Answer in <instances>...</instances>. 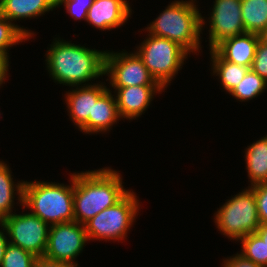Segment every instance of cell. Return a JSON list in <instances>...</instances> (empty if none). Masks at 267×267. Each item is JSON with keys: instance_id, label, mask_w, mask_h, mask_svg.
<instances>
[{"instance_id": "obj_1", "label": "cell", "mask_w": 267, "mask_h": 267, "mask_svg": "<svg viewBox=\"0 0 267 267\" xmlns=\"http://www.w3.org/2000/svg\"><path fill=\"white\" fill-rule=\"evenodd\" d=\"M54 39L45 54V64L52 80L75 88L83 83L84 86L91 85L89 81L104 75L106 51Z\"/></svg>"}, {"instance_id": "obj_2", "label": "cell", "mask_w": 267, "mask_h": 267, "mask_svg": "<svg viewBox=\"0 0 267 267\" xmlns=\"http://www.w3.org/2000/svg\"><path fill=\"white\" fill-rule=\"evenodd\" d=\"M120 173L109 167L74 173V221L85 224L102 210L119 202L130 190Z\"/></svg>"}, {"instance_id": "obj_3", "label": "cell", "mask_w": 267, "mask_h": 267, "mask_svg": "<svg viewBox=\"0 0 267 267\" xmlns=\"http://www.w3.org/2000/svg\"><path fill=\"white\" fill-rule=\"evenodd\" d=\"M196 0H175L145 28L153 36L178 43L190 55L201 50L200 40L205 19L199 13ZM200 48V49H199Z\"/></svg>"}, {"instance_id": "obj_4", "label": "cell", "mask_w": 267, "mask_h": 267, "mask_svg": "<svg viewBox=\"0 0 267 267\" xmlns=\"http://www.w3.org/2000/svg\"><path fill=\"white\" fill-rule=\"evenodd\" d=\"M70 177V185L59 182L25 181L23 209H30L31 214L49 225L74 221V173H71Z\"/></svg>"}, {"instance_id": "obj_5", "label": "cell", "mask_w": 267, "mask_h": 267, "mask_svg": "<svg viewBox=\"0 0 267 267\" xmlns=\"http://www.w3.org/2000/svg\"><path fill=\"white\" fill-rule=\"evenodd\" d=\"M135 51L151 76L164 89L181 70L188 52L178 43L164 37L147 34Z\"/></svg>"}, {"instance_id": "obj_6", "label": "cell", "mask_w": 267, "mask_h": 267, "mask_svg": "<svg viewBox=\"0 0 267 267\" xmlns=\"http://www.w3.org/2000/svg\"><path fill=\"white\" fill-rule=\"evenodd\" d=\"M136 193L129 191L115 205L102 210L84 226L88 240H124L140 209Z\"/></svg>"}, {"instance_id": "obj_7", "label": "cell", "mask_w": 267, "mask_h": 267, "mask_svg": "<svg viewBox=\"0 0 267 267\" xmlns=\"http://www.w3.org/2000/svg\"><path fill=\"white\" fill-rule=\"evenodd\" d=\"M214 223L230 240H239L260 226L253 189L248 186L227 200L214 215Z\"/></svg>"}, {"instance_id": "obj_8", "label": "cell", "mask_w": 267, "mask_h": 267, "mask_svg": "<svg viewBox=\"0 0 267 267\" xmlns=\"http://www.w3.org/2000/svg\"><path fill=\"white\" fill-rule=\"evenodd\" d=\"M2 223L5 225L9 243L40 258L45 255L50 225L28 213H12Z\"/></svg>"}, {"instance_id": "obj_9", "label": "cell", "mask_w": 267, "mask_h": 267, "mask_svg": "<svg viewBox=\"0 0 267 267\" xmlns=\"http://www.w3.org/2000/svg\"><path fill=\"white\" fill-rule=\"evenodd\" d=\"M105 75L110 78L107 80L112 87L159 85L135 51L128 53L106 50Z\"/></svg>"}, {"instance_id": "obj_10", "label": "cell", "mask_w": 267, "mask_h": 267, "mask_svg": "<svg viewBox=\"0 0 267 267\" xmlns=\"http://www.w3.org/2000/svg\"><path fill=\"white\" fill-rule=\"evenodd\" d=\"M87 241L89 240L83 224L72 221L50 225L44 257L78 266L75 258L82 253Z\"/></svg>"}, {"instance_id": "obj_11", "label": "cell", "mask_w": 267, "mask_h": 267, "mask_svg": "<svg viewBox=\"0 0 267 267\" xmlns=\"http://www.w3.org/2000/svg\"><path fill=\"white\" fill-rule=\"evenodd\" d=\"M209 16V48L214 49L227 38L246 33L241 0H215Z\"/></svg>"}, {"instance_id": "obj_12", "label": "cell", "mask_w": 267, "mask_h": 267, "mask_svg": "<svg viewBox=\"0 0 267 267\" xmlns=\"http://www.w3.org/2000/svg\"><path fill=\"white\" fill-rule=\"evenodd\" d=\"M121 119H137L149 107L155 93L162 92L160 85L113 87Z\"/></svg>"}, {"instance_id": "obj_13", "label": "cell", "mask_w": 267, "mask_h": 267, "mask_svg": "<svg viewBox=\"0 0 267 267\" xmlns=\"http://www.w3.org/2000/svg\"><path fill=\"white\" fill-rule=\"evenodd\" d=\"M131 13L127 0H95L88 9L86 21L99 30H112L125 24Z\"/></svg>"}, {"instance_id": "obj_14", "label": "cell", "mask_w": 267, "mask_h": 267, "mask_svg": "<svg viewBox=\"0 0 267 267\" xmlns=\"http://www.w3.org/2000/svg\"><path fill=\"white\" fill-rule=\"evenodd\" d=\"M104 83L91 84L86 86H76L65 95V102L69 109V117L78 129L92 115L93 100H98L109 88Z\"/></svg>"}, {"instance_id": "obj_15", "label": "cell", "mask_w": 267, "mask_h": 267, "mask_svg": "<svg viewBox=\"0 0 267 267\" xmlns=\"http://www.w3.org/2000/svg\"><path fill=\"white\" fill-rule=\"evenodd\" d=\"M112 91L108 89L98 100H93L92 115L79 128L80 131L87 134L104 133L121 120L116 98Z\"/></svg>"}, {"instance_id": "obj_16", "label": "cell", "mask_w": 267, "mask_h": 267, "mask_svg": "<svg viewBox=\"0 0 267 267\" xmlns=\"http://www.w3.org/2000/svg\"><path fill=\"white\" fill-rule=\"evenodd\" d=\"M258 42V34L244 33L223 40L214 50L228 62L251 68Z\"/></svg>"}, {"instance_id": "obj_17", "label": "cell", "mask_w": 267, "mask_h": 267, "mask_svg": "<svg viewBox=\"0 0 267 267\" xmlns=\"http://www.w3.org/2000/svg\"><path fill=\"white\" fill-rule=\"evenodd\" d=\"M57 0H0V14L13 22L32 19L57 8Z\"/></svg>"}, {"instance_id": "obj_18", "label": "cell", "mask_w": 267, "mask_h": 267, "mask_svg": "<svg viewBox=\"0 0 267 267\" xmlns=\"http://www.w3.org/2000/svg\"><path fill=\"white\" fill-rule=\"evenodd\" d=\"M12 176L9 166L0 161V222L12 214L14 198L17 193L18 204L23 206V187L25 181H18L15 184Z\"/></svg>"}, {"instance_id": "obj_19", "label": "cell", "mask_w": 267, "mask_h": 267, "mask_svg": "<svg viewBox=\"0 0 267 267\" xmlns=\"http://www.w3.org/2000/svg\"><path fill=\"white\" fill-rule=\"evenodd\" d=\"M245 161L250 187L267 182V135L247 146Z\"/></svg>"}, {"instance_id": "obj_20", "label": "cell", "mask_w": 267, "mask_h": 267, "mask_svg": "<svg viewBox=\"0 0 267 267\" xmlns=\"http://www.w3.org/2000/svg\"><path fill=\"white\" fill-rule=\"evenodd\" d=\"M213 75L218 76L227 93H230L249 71V66H242L224 60L214 49L210 50Z\"/></svg>"}, {"instance_id": "obj_21", "label": "cell", "mask_w": 267, "mask_h": 267, "mask_svg": "<svg viewBox=\"0 0 267 267\" xmlns=\"http://www.w3.org/2000/svg\"><path fill=\"white\" fill-rule=\"evenodd\" d=\"M241 16L246 33L259 35L267 28V0H241Z\"/></svg>"}, {"instance_id": "obj_22", "label": "cell", "mask_w": 267, "mask_h": 267, "mask_svg": "<svg viewBox=\"0 0 267 267\" xmlns=\"http://www.w3.org/2000/svg\"><path fill=\"white\" fill-rule=\"evenodd\" d=\"M0 14V51L8 53V48L27 41L34 32L14 24Z\"/></svg>"}, {"instance_id": "obj_23", "label": "cell", "mask_w": 267, "mask_h": 267, "mask_svg": "<svg viewBox=\"0 0 267 267\" xmlns=\"http://www.w3.org/2000/svg\"><path fill=\"white\" fill-rule=\"evenodd\" d=\"M266 89L267 81L250 68L241 82L229 94L237 100L245 102L261 95Z\"/></svg>"}, {"instance_id": "obj_24", "label": "cell", "mask_w": 267, "mask_h": 267, "mask_svg": "<svg viewBox=\"0 0 267 267\" xmlns=\"http://www.w3.org/2000/svg\"><path fill=\"white\" fill-rule=\"evenodd\" d=\"M239 241L242 244L240 254L259 266L267 267V246L256 232L244 236Z\"/></svg>"}, {"instance_id": "obj_25", "label": "cell", "mask_w": 267, "mask_h": 267, "mask_svg": "<svg viewBox=\"0 0 267 267\" xmlns=\"http://www.w3.org/2000/svg\"><path fill=\"white\" fill-rule=\"evenodd\" d=\"M37 258L32 253L9 243L1 267H35Z\"/></svg>"}, {"instance_id": "obj_26", "label": "cell", "mask_w": 267, "mask_h": 267, "mask_svg": "<svg viewBox=\"0 0 267 267\" xmlns=\"http://www.w3.org/2000/svg\"><path fill=\"white\" fill-rule=\"evenodd\" d=\"M95 0H57V8L64 4L65 9L74 20L87 19V13Z\"/></svg>"}, {"instance_id": "obj_27", "label": "cell", "mask_w": 267, "mask_h": 267, "mask_svg": "<svg viewBox=\"0 0 267 267\" xmlns=\"http://www.w3.org/2000/svg\"><path fill=\"white\" fill-rule=\"evenodd\" d=\"M255 194L260 224H267V182L251 186Z\"/></svg>"}, {"instance_id": "obj_28", "label": "cell", "mask_w": 267, "mask_h": 267, "mask_svg": "<svg viewBox=\"0 0 267 267\" xmlns=\"http://www.w3.org/2000/svg\"><path fill=\"white\" fill-rule=\"evenodd\" d=\"M251 69L267 81V45L260 40L258 42Z\"/></svg>"}, {"instance_id": "obj_29", "label": "cell", "mask_w": 267, "mask_h": 267, "mask_svg": "<svg viewBox=\"0 0 267 267\" xmlns=\"http://www.w3.org/2000/svg\"><path fill=\"white\" fill-rule=\"evenodd\" d=\"M222 267H262L254 263L253 261L245 258L242 254L236 253L223 260Z\"/></svg>"}, {"instance_id": "obj_30", "label": "cell", "mask_w": 267, "mask_h": 267, "mask_svg": "<svg viewBox=\"0 0 267 267\" xmlns=\"http://www.w3.org/2000/svg\"><path fill=\"white\" fill-rule=\"evenodd\" d=\"M35 267H78L69 263L50 260L43 257L37 258Z\"/></svg>"}, {"instance_id": "obj_31", "label": "cell", "mask_w": 267, "mask_h": 267, "mask_svg": "<svg viewBox=\"0 0 267 267\" xmlns=\"http://www.w3.org/2000/svg\"><path fill=\"white\" fill-rule=\"evenodd\" d=\"M9 53L0 51V86L7 80L8 69H9Z\"/></svg>"}, {"instance_id": "obj_32", "label": "cell", "mask_w": 267, "mask_h": 267, "mask_svg": "<svg viewBox=\"0 0 267 267\" xmlns=\"http://www.w3.org/2000/svg\"><path fill=\"white\" fill-rule=\"evenodd\" d=\"M0 227H2L0 229V267L4 258V253H5V249L7 247V245L9 244V240L7 238L8 234H7V230L5 225L0 222Z\"/></svg>"}, {"instance_id": "obj_33", "label": "cell", "mask_w": 267, "mask_h": 267, "mask_svg": "<svg viewBox=\"0 0 267 267\" xmlns=\"http://www.w3.org/2000/svg\"><path fill=\"white\" fill-rule=\"evenodd\" d=\"M256 233L261 237L267 246V224H260Z\"/></svg>"}, {"instance_id": "obj_34", "label": "cell", "mask_w": 267, "mask_h": 267, "mask_svg": "<svg viewBox=\"0 0 267 267\" xmlns=\"http://www.w3.org/2000/svg\"><path fill=\"white\" fill-rule=\"evenodd\" d=\"M259 40L267 45V28L259 34Z\"/></svg>"}]
</instances>
